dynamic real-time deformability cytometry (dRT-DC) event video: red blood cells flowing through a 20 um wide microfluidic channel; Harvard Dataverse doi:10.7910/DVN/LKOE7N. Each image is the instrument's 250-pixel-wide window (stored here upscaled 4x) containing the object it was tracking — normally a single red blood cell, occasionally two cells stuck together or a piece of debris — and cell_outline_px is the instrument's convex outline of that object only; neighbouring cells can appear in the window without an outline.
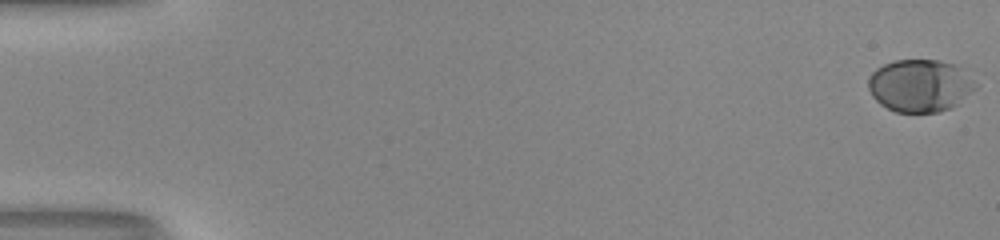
{"species": "human", "species_latin": "Homo sapiens", "temperature_condition": "room temperature", "stored_images_in_passage": 54, "camera_frame_rate_fps": 3000, "um_per_image_px": 0.085, "donor": {"sex": "male"}, "frame": {"image": 1, "passage_image": 1, "time_ms": 0.0, "image_size_px": [1000, 240], "cell_outline_px": [[980, 84], [976, 88], [952, 108], [940, 112], [896, 112], [880, 104], [872, 96], [868, 88], [868, 76], [876, 68], [884, 64], [896, 60], [940, 60], [956, 64]], "centroid_in_image_um": [78.21, 7.27], "position_along_channel_um": 6.8, "area_um2": 33.12}}
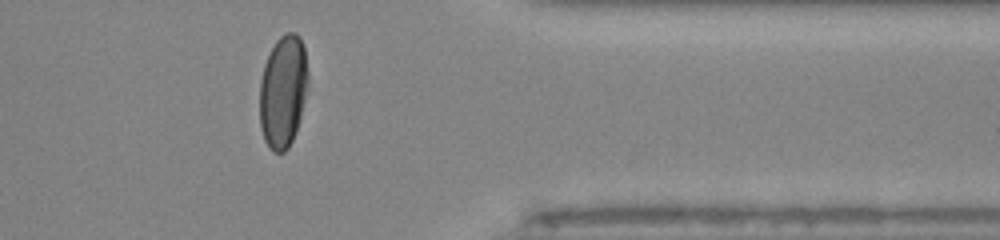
{"frame": {"image": 2, "passage_image": 45, "time_ms": 14.667, "image_size_px": [1000, 240], "cell_outline_px": [[308, 84], [300, 120], [292, 140], [288, 148], [284, 152], [272, 152], [268, 148], [264, 140], [260, 128], [260, 80], [264, 64], [276, 40], [280, 36], [288, 32], [296, 32], [300, 36], [304, 48], [308, 72]], "centroid_in_image_um": [24.06, 7.78], "position_along_channel_um": 387.3, "area_um2": 32.02}}
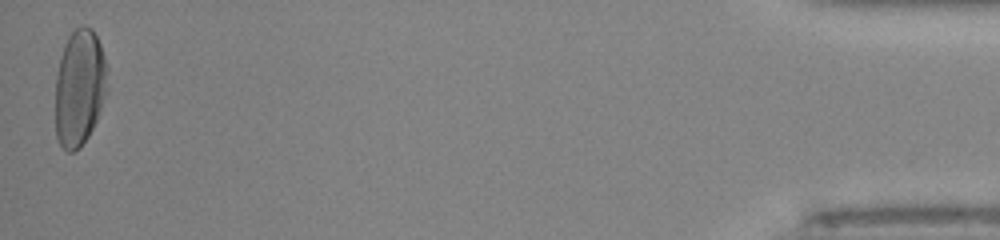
{"frame": {"image": 3, "passage_image": 54, "time_ms": 17.667, "image_size_px": [1000, 240], "cell_outline_px": [[108, 88], [96, 120], [88, 136], [80, 148], [72, 152], [68, 152], [60, 144], [56, 136], [56, 76], [60, 56], [64, 44], [68, 36], [76, 28], [84, 24], [92, 28], [100, 44], [104, 56]], "centroid_in_image_um": [6.75, 7.43], "position_along_channel_um": 428.4, "area_um2": 35.32}, "authors_computed_cell_mechanics": {"area_um2": 33.6107, "velocity_mm_per_s": 3.9988, "shape_relaxation_time_tau1_ms": 4.0396, "shape_relaxation_time_tau2_ms": null, "deformation_change_tau1": 0.1837, "deformation_change_tau2": null}}